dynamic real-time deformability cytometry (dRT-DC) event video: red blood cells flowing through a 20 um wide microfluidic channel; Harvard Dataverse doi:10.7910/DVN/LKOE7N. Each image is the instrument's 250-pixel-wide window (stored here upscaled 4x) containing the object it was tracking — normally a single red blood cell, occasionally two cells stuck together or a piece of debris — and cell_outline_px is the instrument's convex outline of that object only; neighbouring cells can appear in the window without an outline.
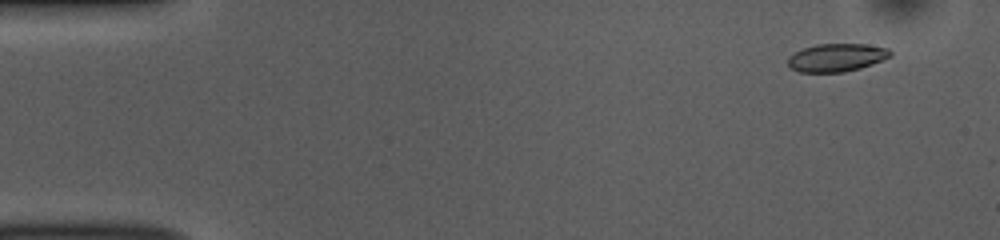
{"species": "common noctule bat (a hibernating species)", "species_latin": "Nyctalus noctula", "temperature_condition": "room temperature", "stored_images_in_passage": 51, "camera_frame_rate_fps": 3000, "um_per_image_px": 0.085, "animal": {"sex": "female", "body_mass_g": 10.0, "forearm_length_mm": 53.1}, "frame": {"image": 1, "passage_image": 3, "time_ms": 0.667, "image_size_px": [1000, 240], "cell_outline_px": [[892, 56], [872, 64], [860, 68], [844, 72], [800, 72], [792, 68], [788, 64], [788, 56], [804, 48], [816, 44], [864, 44], [888, 48], [892, 52]], "centroid_in_image_um": [71.13, 4.89], "position_along_channel_um": 13.9, "area_um2": 16.65}}
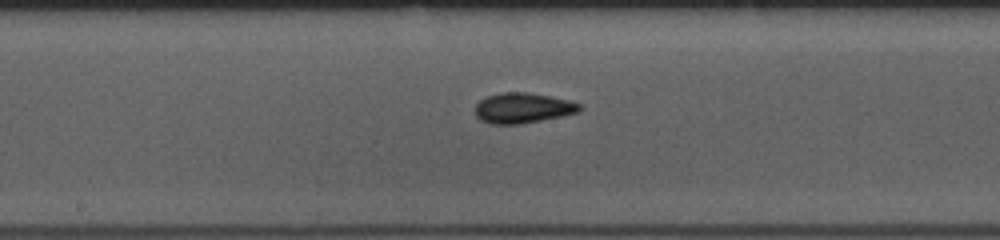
{"frame": {"image": 2, "passage_image": 26, "time_ms": 8.333, "image_size_px": [1000, 240], "cell_outline_px": [[580, 112], [520, 124], [492, 124], [480, 120], [476, 116], [476, 104], [480, 100], [488, 96], [500, 92], [528, 92], [568, 100], [580, 104]], "centroid_in_image_um": [44.41, 9.18], "position_along_channel_um": 203.8, "area_um2": 18.26}}
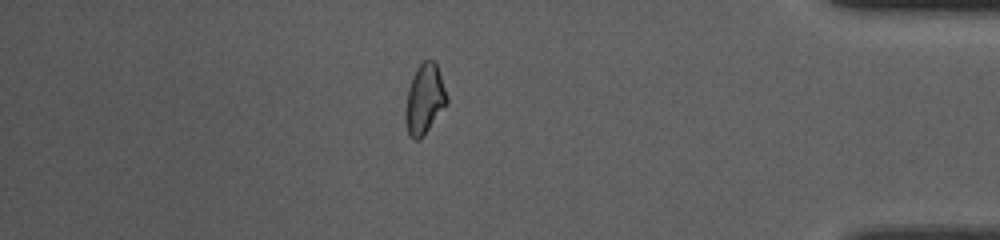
{"frame": {"image": 3, "passage_image": 44, "time_ms": 14.333, "image_size_px": [1000, 240], "cell_outline_px": [[448, 104], [424, 136], [420, 140], [412, 140], [408, 136], [404, 120], [404, 112], [408, 88], [412, 76], [416, 68], [424, 60], [436, 60], [448, 96]], "centroid_in_image_um": [36.08, 8.46], "position_along_channel_um": 399.1, "area_um2": 17.57}, "authors_computed_cell_mechanics": {"area_um2": 17.4556, "velocity_mm_per_s": 3.8622, "shape_relaxation_time_tau1_ms": 3.259, "shape_relaxation_time_tau2_ms": 2.0768, "deformation_change_tau1": 0.1119, "deformation_change_tau2": 0.0827}}